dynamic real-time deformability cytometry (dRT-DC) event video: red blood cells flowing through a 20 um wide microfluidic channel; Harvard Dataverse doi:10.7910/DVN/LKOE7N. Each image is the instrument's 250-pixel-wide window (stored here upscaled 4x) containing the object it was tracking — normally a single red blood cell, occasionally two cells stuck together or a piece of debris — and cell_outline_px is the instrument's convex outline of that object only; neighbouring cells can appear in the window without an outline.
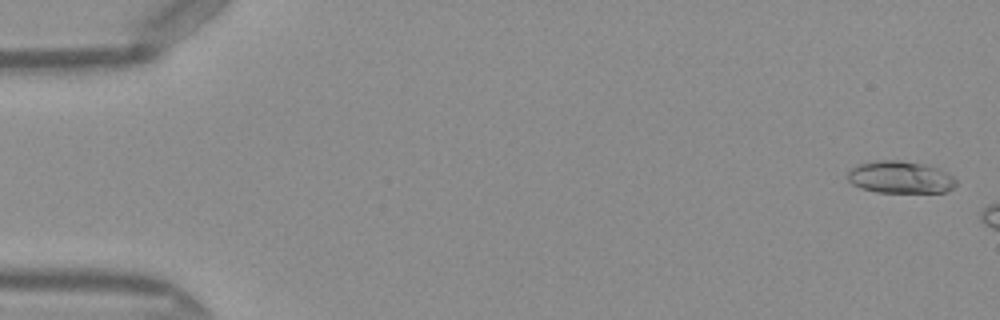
{"species": "Egyptian fruit bat (a non-hibernating species)", "species_latin": "Rousettus aegyptiacus", "temperature_condition": "warm", "stored_images_in_passage": 14, "camera_frame_rate_fps": 3000, "um_per_image_px": 0.085, "frame": {"image": 1, "passage_image": 2, "time_ms": 0.333, "image_size_px": [1000, 320], "cell_outline_px": [[956, 184], [952, 188], [944, 192], [876, 192], [860, 188], [852, 184], [848, 180], [848, 172], [852, 168], [860, 164], [880, 160], [900, 160], [924, 164], [936, 168], [952, 176], [956, 180]], "centroid_in_image_um": [76.5, 15.07], "position_along_channel_um": 8.5, "area_um2": 20.11}}
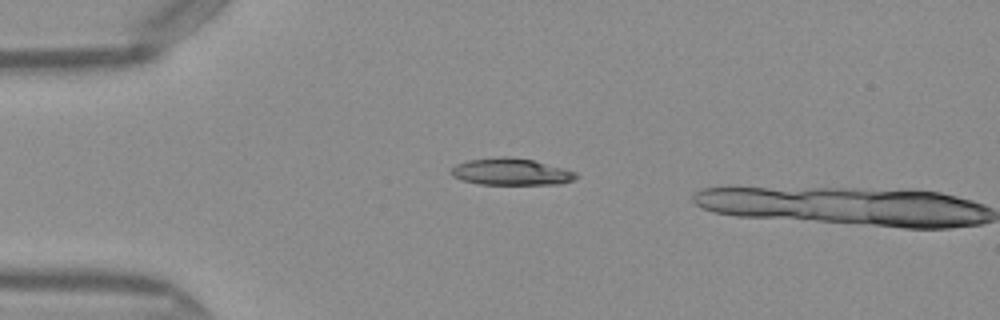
{"frame": {"image": 2, "passage_image": 13, "time_ms": 4.0, "image_size_px": [1000, 320], "cell_outline_px": [[580, 176], [576, 180], [560, 184], [480, 184], [460, 180], [452, 176], [448, 172], [456, 164], [468, 160], [504, 156], [532, 160], [564, 168], [576, 172]], "centroid_in_image_um": [43.45, 14.61], "position_along_channel_um": 41.6, "area_um2": 19.65}}